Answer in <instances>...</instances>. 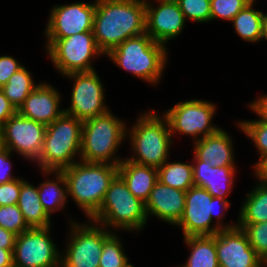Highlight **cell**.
<instances>
[{"label":"cell","instance_id":"6da1fadb","mask_svg":"<svg viewBox=\"0 0 267 267\" xmlns=\"http://www.w3.org/2000/svg\"><path fill=\"white\" fill-rule=\"evenodd\" d=\"M146 33L145 0H96L93 35L107 55L129 38Z\"/></svg>","mask_w":267,"mask_h":267},{"label":"cell","instance_id":"7a4b0ae2","mask_svg":"<svg viewBox=\"0 0 267 267\" xmlns=\"http://www.w3.org/2000/svg\"><path fill=\"white\" fill-rule=\"evenodd\" d=\"M67 195L90 219L100 208L110 183L118 175V166L77 161L62 170Z\"/></svg>","mask_w":267,"mask_h":267},{"label":"cell","instance_id":"3957f363","mask_svg":"<svg viewBox=\"0 0 267 267\" xmlns=\"http://www.w3.org/2000/svg\"><path fill=\"white\" fill-rule=\"evenodd\" d=\"M167 51L165 45L144 33L125 40L105 56L137 78L156 85L166 68Z\"/></svg>","mask_w":267,"mask_h":267},{"label":"cell","instance_id":"277c9868","mask_svg":"<svg viewBox=\"0 0 267 267\" xmlns=\"http://www.w3.org/2000/svg\"><path fill=\"white\" fill-rule=\"evenodd\" d=\"M154 111L142 113L129 128L131 130H126V135L130 134L133 151V157L127 160L158 168L169 159L173 138L168 119L164 115L158 116Z\"/></svg>","mask_w":267,"mask_h":267},{"label":"cell","instance_id":"5b68a950","mask_svg":"<svg viewBox=\"0 0 267 267\" xmlns=\"http://www.w3.org/2000/svg\"><path fill=\"white\" fill-rule=\"evenodd\" d=\"M126 128L125 122L110 110L83 121L80 160L118 166L123 159L115 153L127 137Z\"/></svg>","mask_w":267,"mask_h":267},{"label":"cell","instance_id":"8992f818","mask_svg":"<svg viewBox=\"0 0 267 267\" xmlns=\"http://www.w3.org/2000/svg\"><path fill=\"white\" fill-rule=\"evenodd\" d=\"M83 121L63 112L46 126L43 148L38 163L42 171H62L77 161L81 154Z\"/></svg>","mask_w":267,"mask_h":267},{"label":"cell","instance_id":"52a82bcc","mask_svg":"<svg viewBox=\"0 0 267 267\" xmlns=\"http://www.w3.org/2000/svg\"><path fill=\"white\" fill-rule=\"evenodd\" d=\"M89 220L107 227L108 230L115 228L132 232L142 230L148 219L145 203L136 198L117 175L110 183L100 208Z\"/></svg>","mask_w":267,"mask_h":267},{"label":"cell","instance_id":"ba28073f","mask_svg":"<svg viewBox=\"0 0 267 267\" xmlns=\"http://www.w3.org/2000/svg\"><path fill=\"white\" fill-rule=\"evenodd\" d=\"M230 206L229 200L213 197L205 188L194 185L186 191L185 209L175 226L182 228L184 237L215 235L222 229L235 228L237 223H227V225L221 223L223 213ZM219 207L224 211L222 215L219 211L216 212ZM215 217L217 221L211 226Z\"/></svg>","mask_w":267,"mask_h":267},{"label":"cell","instance_id":"9c48e42d","mask_svg":"<svg viewBox=\"0 0 267 267\" xmlns=\"http://www.w3.org/2000/svg\"><path fill=\"white\" fill-rule=\"evenodd\" d=\"M46 51L62 75L95 70L92 59L104 55L98 48L93 32H83L67 38H47Z\"/></svg>","mask_w":267,"mask_h":267},{"label":"cell","instance_id":"30bf717a","mask_svg":"<svg viewBox=\"0 0 267 267\" xmlns=\"http://www.w3.org/2000/svg\"><path fill=\"white\" fill-rule=\"evenodd\" d=\"M89 222L82 225L71 219V235L67 250L60 256V267H99L104 240L112 231L93 220Z\"/></svg>","mask_w":267,"mask_h":267},{"label":"cell","instance_id":"8fae6325","mask_svg":"<svg viewBox=\"0 0 267 267\" xmlns=\"http://www.w3.org/2000/svg\"><path fill=\"white\" fill-rule=\"evenodd\" d=\"M215 112V104L206 100L193 99L177 102L163 115L168 119L172 137L177 132L193 136L192 139L196 142L220 129L212 123Z\"/></svg>","mask_w":267,"mask_h":267},{"label":"cell","instance_id":"7c38bea8","mask_svg":"<svg viewBox=\"0 0 267 267\" xmlns=\"http://www.w3.org/2000/svg\"><path fill=\"white\" fill-rule=\"evenodd\" d=\"M50 228H30L16 236L13 264L16 267H60L61 253Z\"/></svg>","mask_w":267,"mask_h":267},{"label":"cell","instance_id":"4fadbf2b","mask_svg":"<svg viewBox=\"0 0 267 267\" xmlns=\"http://www.w3.org/2000/svg\"><path fill=\"white\" fill-rule=\"evenodd\" d=\"M96 70L90 72H74L65 75L73 79L71 105L64 112L85 121L106 113L104 87Z\"/></svg>","mask_w":267,"mask_h":267},{"label":"cell","instance_id":"5bb4252c","mask_svg":"<svg viewBox=\"0 0 267 267\" xmlns=\"http://www.w3.org/2000/svg\"><path fill=\"white\" fill-rule=\"evenodd\" d=\"M4 146L16 151L26 160L39 159L43 148L46 126L22 116L18 111L3 125Z\"/></svg>","mask_w":267,"mask_h":267},{"label":"cell","instance_id":"9a60e30c","mask_svg":"<svg viewBox=\"0 0 267 267\" xmlns=\"http://www.w3.org/2000/svg\"><path fill=\"white\" fill-rule=\"evenodd\" d=\"M94 3L75 2L53 6L45 29L46 38H67L69 36L93 32Z\"/></svg>","mask_w":267,"mask_h":267},{"label":"cell","instance_id":"2e32d148","mask_svg":"<svg viewBox=\"0 0 267 267\" xmlns=\"http://www.w3.org/2000/svg\"><path fill=\"white\" fill-rule=\"evenodd\" d=\"M219 267H265L264 261L250 246L245 232L238 226L215 234Z\"/></svg>","mask_w":267,"mask_h":267},{"label":"cell","instance_id":"e0dca14e","mask_svg":"<svg viewBox=\"0 0 267 267\" xmlns=\"http://www.w3.org/2000/svg\"><path fill=\"white\" fill-rule=\"evenodd\" d=\"M156 1V0H155ZM158 7L146 1V33L158 43H166L182 33L186 22L176 0H157Z\"/></svg>","mask_w":267,"mask_h":267},{"label":"cell","instance_id":"ac0fdd59","mask_svg":"<svg viewBox=\"0 0 267 267\" xmlns=\"http://www.w3.org/2000/svg\"><path fill=\"white\" fill-rule=\"evenodd\" d=\"M61 97L58 90L48 83H39L26 97L18 112L31 120L50 125L63 112L60 110Z\"/></svg>","mask_w":267,"mask_h":267},{"label":"cell","instance_id":"d6986e66","mask_svg":"<svg viewBox=\"0 0 267 267\" xmlns=\"http://www.w3.org/2000/svg\"><path fill=\"white\" fill-rule=\"evenodd\" d=\"M186 192L157 181L145 203L147 219L153 215L161 221L176 225L185 209Z\"/></svg>","mask_w":267,"mask_h":267},{"label":"cell","instance_id":"ffe728a7","mask_svg":"<svg viewBox=\"0 0 267 267\" xmlns=\"http://www.w3.org/2000/svg\"><path fill=\"white\" fill-rule=\"evenodd\" d=\"M194 185L205 188L213 197L227 200L234 185L235 166L212 167L209 160L193 159Z\"/></svg>","mask_w":267,"mask_h":267},{"label":"cell","instance_id":"44dd1931","mask_svg":"<svg viewBox=\"0 0 267 267\" xmlns=\"http://www.w3.org/2000/svg\"><path fill=\"white\" fill-rule=\"evenodd\" d=\"M194 144V153L198 160H209L212 167L236 166L232 139L222 128Z\"/></svg>","mask_w":267,"mask_h":267},{"label":"cell","instance_id":"7402d4cb","mask_svg":"<svg viewBox=\"0 0 267 267\" xmlns=\"http://www.w3.org/2000/svg\"><path fill=\"white\" fill-rule=\"evenodd\" d=\"M118 175L126 183L130 192L144 203L158 181L156 167L139 165L126 158L118 165Z\"/></svg>","mask_w":267,"mask_h":267},{"label":"cell","instance_id":"603a6c76","mask_svg":"<svg viewBox=\"0 0 267 267\" xmlns=\"http://www.w3.org/2000/svg\"><path fill=\"white\" fill-rule=\"evenodd\" d=\"M17 205L30 228L52 226L51 217L45 212L38 195V187L21 179V190Z\"/></svg>","mask_w":267,"mask_h":267},{"label":"cell","instance_id":"cb8c5ba5","mask_svg":"<svg viewBox=\"0 0 267 267\" xmlns=\"http://www.w3.org/2000/svg\"><path fill=\"white\" fill-rule=\"evenodd\" d=\"M44 175L54 174L56 180L47 179L38 185V195L45 212L51 217L52 212L60 211L67 203V184L62 171H43Z\"/></svg>","mask_w":267,"mask_h":267},{"label":"cell","instance_id":"d4e9b609","mask_svg":"<svg viewBox=\"0 0 267 267\" xmlns=\"http://www.w3.org/2000/svg\"><path fill=\"white\" fill-rule=\"evenodd\" d=\"M183 238L191 251L187 262L180 267H219L215 235L187 236Z\"/></svg>","mask_w":267,"mask_h":267},{"label":"cell","instance_id":"484cf974","mask_svg":"<svg viewBox=\"0 0 267 267\" xmlns=\"http://www.w3.org/2000/svg\"><path fill=\"white\" fill-rule=\"evenodd\" d=\"M255 176L259 183L243 201L237 223L267 222V182L258 174Z\"/></svg>","mask_w":267,"mask_h":267},{"label":"cell","instance_id":"4316f807","mask_svg":"<svg viewBox=\"0 0 267 267\" xmlns=\"http://www.w3.org/2000/svg\"><path fill=\"white\" fill-rule=\"evenodd\" d=\"M251 1L233 19L235 32L243 41L257 43L262 40V15L263 12L255 10Z\"/></svg>","mask_w":267,"mask_h":267},{"label":"cell","instance_id":"83f0119b","mask_svg":"<svg viewBox=\"0 0 267 267\" xmlns=\"http://www.w3.org/2000/svg\"><path fill=\"white\" fill-rule=\"evenodd\" d=\"M158 170V181L162 184L182 191L194 186L193 165L184 162H169L168 160Z\"/></svg>","mask_w":267,"mask_h":267},{"label":"cell","instance_id":"f1b7e54d","mask_svg":"<svg viewBox=\"0 0 267 267\" xmlns=\"http://www.w3.org/2000/svg\"><path fill=\"white\" fill-rule=\"evenodd\" d=\"M32 80L31 73L23 66L17 70L6 85L0 88L11 104L18 109L23 105L26 97L37 87Z\"/></svg>","mask_w":267,"mask_h":267},{"label":"cell","instance_id":"f546056e","mask_svg":"<svg viewBox=\"0 0 267 267\" xmlns=\"http://www.w3.org/2000/svg\"><path fill=\"white\" fill-rule=\"evenodd\" d=\"M239 128L254 142L259 151L258 162L254 164V174H258L267 165V123L259 120L238 122Z\"/></svg>","mask_w":267,"mask_h":267},{"label":"cell","instance_id":"4dcf8cb0","mask_svg":"<svg viewBox=\"0 0 267 267\" xmlns=\"http://www.w3.org/2000/svg\"><path fill=\"white\" fill-rule=\"evenodd\" d=\"M118 237L112 232L104 240L99 267H134L128 262V256L125 255L122 242Z\"/></svg>","mask_w":267,"mask_h":267},{"label":"cell","instance_id":"1f68e13d","mask_svg":"<svg viewBox=\"0 0 267 267\" xmlns=\"http://www.w3.org/2000/svg\"><path fill=\"white\" fill-rule=\"evenodd\" d=\"M250 243V246L256 251L257 255L264 261H267V222L261 223H237Z\"/></svg>","mask_w":267,"mask_h":267},{"label":"cell","instance_id":"d6a6232c","mask_svg":"<svg viewBox=\"0 0 267 267\" xmlns=\"http://www.w3.org/2000/svg\"><path fill=\"white\" fill-rule=\"evenodd\" d=\"M0 227L16 235L30 229L17 204L0 206Z\"/></svg>","mask_w":267,"mask_h":267},{"label":"cell","instance_id":"836d02e7","mask_svg":"<svg viewBox=\"0 0 267 267\" xmlns=\"http://www.w3.org/2000/svg\"><path fill=\"white\" fill-rule=\"evenodd\" d=\"M185 19L205 23L211 21L210 0H176Z\"/></svg>","mask_w":267,"mask_h":267},{"label":"cell","instance_id":"e575fe53","mask_svg":"<svg viewBox=\"0 0 267 267\" xmlns=\"http://www.w3.org/2000/svg\"><path fill=\"white\" fill-rule=\"evenodd\" d=\"M211 20L221 18L226 21L232 19L252 0H210Z\"/></svg>","mask_w":267,"mask_h":267},{"label":"cell","instance_id":"d590c367","mask_svg":"<svg viewBox=\"0 0 267 267\" xmlns=\"http://www.w3.org/2000/svg\"><path fill=\"white\" fill-rule=\"evenodd\" d=\"M21 190V178L0 184V206L15 205Z\"/></svg>","mask_w":267,"mask_h":267},{"label":"cell","instance_id":"8d00e7d4","mask_svg":"<svg viewBox=\"0 0 267 267\" xmlns=\"http://www.w3.org/2000/svg\"><path fill=\"white\" fill-rule=\"evenodd\" d=\"M23 65L12 56H0V88L7 84L8 79Z\"/></svg>","mask_w":267,"mask_h":267},{"label":"cell","instance_id":"74e56055","mask_svg":"<svg viewBox=\"0 0 267 267\" xmlns=\"http://www.w3.org/2000/svg\"><path fill=\"white\" fill-rule=\"evenodd\" d=\"M10 156H12V152L8 148L0 151V184L18 179V177H14L11 174L12 163Z\"/></svg>","mask_w":267,"mask_h":267},{"label":"cell","instance_id":"f35d334b","mask_svg":"<svg viewBox=\"0 0 267 267\" xmlns=\"http://www.w3.org/2000/svg\"><path fill=\"white\" fill-rule=\"evenodd\" d=\"M17 110L0 89V126H2Z\"/></svg>","mask_w":267,"mask_h":267},{"label":"cell","instance_id":"ab89813d","mask_svg":"<svg viewBox=\"0 0 267 267\" xmlns=\"http://www.w3.org/2000/svg\"><path fill=\"white\" fill-rule=\"evenodd\" d=\"M259 116V121L267 123V95L260 96L248 105Z\"/></svg>","mask_w":267,"mask_h":267},{"label":"cell","instance_id":"60d3db41","mask_svg":"<svg viewBox=\"0 0 267 267\" xmlns=\"http://www.w3.org/2000/svg\"><path fill=\"white\" fill-rule=\"evenodd\" d=\"M16 234L0 227V248L14 250Z\"/></svg>","mask_w":267,"mask_h":267},{"label":"cell","instance_id":"b9f144b4","mask_svg":"<svg viewBox=\"0 0 267 267\" xmlns=\"http://www.w3.org/2000/svg\"><path fill=\"white\" fill-rule=\"evenodd\" d=\"M13 251L0 248V267H5L13 263Z\"/></svg>","mask_w":267,"mask_h":267},{"label":"cell","instance_id":"7bdbcfd3","mask_svg":"<svg viewBox=\"0 0 267 267\" xmlns=\"http://www.w3.org/2000/svg\"><path fill=\"white\" fill-rule=\"evenodd\" d=\"M262 39L267 40V14L262 15Z\"/></svg>","mask_w":267,"mask_h":267},{"label":"cell","instance_id":"ee69618b","mask_svg":"<svg viewBox=\"0 0 267 267\" xmlns=\"http://www.w3.org/2000/svg\"><path fill=\"white\" fill-rule=\"evenodd\" d=\"M5 148L4 146V138H3V128L0 126V151Z\"/></svg>","mask_w":267,"mask_h":267},{"label":"cell","instance_id":"f6af8a7d","mask_svg":"<svg viewBox=\"0 0 267 267\" xmlns=\"http://www.w3.org/2000/svg\"><path fill=\"white\" fill-rule=\"evenodd\" d=\"M267 182V165L258 173Z\"/></svg>","mask_w":267,"mask_h":267},{"label":"cell","instance_id":"bcb514c9","mask_svg":"<svg viewBox=\"0 0 267 267\" xmlns=\"http://www.w3.org/2000/svg\"><path fill=\"white\" fill-rule=\"evenodd\" d=\"M5 267H16L13 263L11 265L5 266Z\"/></svg>","mask_w":267,"mask_h":267}]
</instances>
